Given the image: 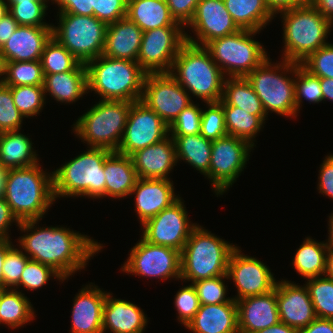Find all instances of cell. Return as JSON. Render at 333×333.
I'll list each match as a JSON object with an SVG mask.
<instances>
[{
  "mask_svg": "<svg viewBox=\"0 0 333 333\" xmlns=\"http://www.w3.org/2000/svg\"><path fill=\"white\" fill-rule=\"evenodd\" d=\"M267 58L246 78L268 113L275 112L281 116L297 117L294 91V62L282 59L273 64ZM279 73V74H278ZM291 78H290V75ZM289 75V77H288Z\"/></svg>",
  "mask_w": 333,
  "mask_h": 333,
  "instance_id": "obj_9",
  "label": "cell"
},
{
  "mask_svg": "<svg viewBox=\"0 0 333 333\" xmlns=\"http://www.w3.org/2000/svg\"><path fill=\"white\" fill-rule=\"evenodd\" d=\"M33 305L22 290L7 288L1 290L0 325L17 329L36 317Z\"/></svg>",
  "mask_w": 333,
  "mask_h": 333,
  "instance_id": "obj_36",
  "label": "cell"
},
{
  "mask_svg": "<svg viewBox=\"0 0 333 333\" xmlns=\"http://www.w3.org/2000/svg\"><path fill=\"white\" fill-rule=\"evenodd\" d=\"M79 63L54 37L45 44L41 56L43 75L72 71Z\"/></svg>",
  "mask_w": 333,
  "mask_h": 333,
  "instance_id": "obj_39",
  "label": "cell"
},
{
  "mask_svg": "<svg viewBox=\"0 0 333 333\" xmlns=\"http://www.w3.org/2000/svg\"><path fill=\"white\" fill-rule=\"evenodd\" d=\"M171 16L184 27L192 20L200 0H165Z\"/></svg>",
  "mask_w": 333,
  "mask_h": 333,
  "instance_id": "obj_54",
  "label": "cell"
},
{
  "mask_svg": "<svg viewBox=\"0 0 333 333\" xmlns=\"http://www.w3.org/2000/svg\"><path fill=\"white\" fill-rule=\"evenodd\" d=\"M202 108L194 102L183 109L169 125V135L186 136L200 133Z\"/></svg>",
  "mask_w": 333,
  "mask_h": 333,
  "instance_id": "obj_50",
  "label": "cell"
},
{
  "mask_svg": "<svg viewBox=\"0 0 333 333\" xmlns=\"http://www.w3.org/2000/svg\"><path fill=\"white\" fill-rule=\"evenodd\" d=\"M186 27H191L197 38L195 39L194 36L192 37L185 33L186 41L204 47L210 41L241 30L226 9L223 0H200L192 20Z\"/></svg>",
  "mask_w": 333,
  "mask_h": 333,
  "instance_id": "obj_19",
  "label": "cell"
},
{
  "mask_svg": "<svg viewBox=\"0 0 333 333\" xmlns=\"http://www.w3.org/2000/svg\"><path fill=\"white\" fill-rule=\"evenodd\" d=\"M300 64L319 78H333V44L320 47Z\"/></svg>",
  "mask_w": 333,
  "mask_h": 333,
  "instance_id": "obj_51",
  "label": "cell"
},
{
  "mask_svg": "<svg viewBox=\"0 0 333 333\" xmlns=\"http://www.w3.org/2000/svg\"><path fill=\"white\" fill-rule=\"evenodd\" d=\"M199 224L192 230L180 252V280L192 283L227 275L228 261L237 247L217 237Z\"/></svg>",
  "mask_w": 333,
  "mask_h": 333,
  "instance_id": "obj_7",
  "label": "cell"
},
{
  "mask_svg": "<svg viewBox=\"0 0 333 333\" xmlns=\"http://www.w3.org/2000/svg\"><path fill=\"white\" fill-rule=\"evenodd\" d=\"M254 333H298V330L279 321L277 324L267 329L259 330Z\"/></svg>",
  "mask_w": 333,
  "mask_h": 333,
  "instance_id": "obj_62",
  "label": "cell"
},
{
  "mask_svg": "<svg viewBox=\"0 0 333 333\" xmlns=\"http://www.w3.org/2000/svg\"><path fill=\"white\" fill-rule=\"evenodd\" d=\"M38 221H23L16 225L27 233L18 239L19 248L31 260L50 266L63 280L86 268L90 258L103 248L98 241L66 227L39 228Z\"/></svg>",
  "mask_w": 333,
  "mask_h": 333,
  "instance_id": "obj_1",
  "label": "cell"
},
{
  "mask_svg": "<svg viewBox=\"0 0 333 333\" xmlns=\"http://www.w3.org/2000/svg\"><path fill=\"white\" fill-rule=\"evenodd\" d=\"M328 226H329V236L328 240L325 242L328 248H333V213L329 216V221H328Z\"/></svg>",
  "mask_w": 333,
  "mask_h": 333,
  "instance_id": "obj_66",
  "label": "cell"
},
{
  "mask_svg": "<svg viewBox=\"0 0 333 333\" xmlns=\"http://www.w3.org/2000/svg\"><path fill=\"white\" fill-rule=\"evenodd\" d=\"M208 109H202L200 134L207 140L215 141L227 134L222 102L206 103Z\"/></svg>",
  "mask_w": 333,
  "mask_h": 333,
  "instance_id": "obj_45",
  "label": "cell"
},
{
  "mask_svg": "<svg viewBox=\"0 0 333 333\" xmlns=\"http://www.w3.org/2000/svg\"><path fill=\"white\" fill-rule=\"evenodd\" d=\"M7 177V170L0 166V198L4 197L5 182Z\"/></svg>",
  "mask_w": 333,
  "mask_h": 333,
  "instance_id": "obj_67",
  "label": "cell"
},
{
  "mask_svg": "<svg viewBox=\"0 0 333 333\" xmlns=\"http://www.w3.org/2000/svg\"><path fill=\"white\" fill-rule=\"evenodd\" d=\"M128 0H91L94 16L104 23H115L127 15Z\"/></svg>",
  "mask_w": 333,
  "mask_h": 333,
  "instance_id": "obj_53",
  "label": "cell"
},
{
  "mask_svg": "<svg viewBox=\"0 0 333 333\" xmlns=\"http://www.w3.org/2000/svg\"><path fill=\"white\" fill-rule=\"evenodd\" d=\"M323 101H333V78H320Z\"/></svg>",
  "mask_w": 333,
  "mask_h": 333,
  "instance_id": "obj_63",
  "label": "cell"
},
{
  "mask_svg": "<svg viewBox=\"0 0 333 333\" xmlns=\"http://www.w3.org/2000/svg\"><path fill=\"white\" fill-rule=\"evenodd\" d=\"M23 118L15 106L10 87L0 84V133L21 130Z\"/></svg>",
  "mask_w": 333,
  "mask_h": 333,
  "instance_id": "obj_49",
  "label": "cell"
},
{
  "mask_svg": "<svg viewBox=\"0 0 333 333\" xmlns=\"http://www.w3.org/2000/svg\"><path fill=\"white\" fill-rule=\"evenodd\" d=\"M308 4L316 8L325 19L333 24V0H308Z\"/></svg>",
  "mask_w": 333,
  "mask_h": 333,
  "instance_id": "obj_61",
  "label": "cell"
},
{
  "mask_svg": "<svg viewBox=\"0 0 333 333\" xmlns=\"http://www.w3.org/2000/svg\"><path fill=\"white\" fill-rule=\"evenodd\" d=\"M276 300L279 320L301 330L317 318L306 285H298L288 280L276 283Z\"/></svg>",
  "mask_w": 333,
  "mask_h": 333,
  "instance_id": "obj_20",
  "label": "cell"
},
{
  "mask_svg": "<svg viewBox=\"0 0 333 333\" xmlns=\"http://www.w3.org/2000/svg\"><path fill=\"white\" fill-rule=\"evenodd\" d=\"M241 252L240 247H236L228 261L227 276L229 280H233L237 288V296L232 299L238 301L274 290L277 281L269 266Z\"/></svg>",
  "mask_w": 333,
  "mask_h": 333,
  "instance_id": "obj_18",
  "label": "cell"
},
{
  "mask_svg": "<svg viewBox=\"0 0 333 333\" xmlns=\"http://www.w3.org/2000/svg\"><path fill=\"white\" fill-rule=\"evenodd\" d=\"M148 319L136 304L117 299L107 292L103 308V333H143Z\"/></svg>",
  "mask_w": 333,
  "mask_h": 333,
  "instance_id": "obj_26",
  "label": "cell"
},
{
  "mask_svg": "<svg viewBox=\"0 0 333 333\" xmlns=\"http://www.w3.org/2000/svg\"><path fill=\"white\" fill-rule=\"evenodd\" d=\"M180 197L170 207L142 224V238L155 245L167 246L181 252L192 230L198 225L191 223Z\"/></svg>",
  "mask_w": 333,
  "mask_h": 333,
  "instance_id": "obj_16",
  "label": "cell"
},
{
  "mask_svg": "<svg viewBox=\"0 0 333 333\" xmlns=\"http://www.w3.org/2000/svg\"><path fill=\"white\" fill-rule=\"evenodd\" d=\"M112 151L89 147L62 167L52 172L53 195L58 197H82L97 199L106 197L104 163Z\"/></svg>",
  "mask_w": 333,
  "mask_h": 333,
  "instance_id": "obj_5",
  "label": "cell"
},
{
  "mask_svg": "<svg viewBox=\"0 0 333 333\" xmlns=\"http://www.w3.org/2000/svg\"><path fill=\"white\" fill-rule=\"evenodd\" d=\"M306 280L316 316L333 319V279L324 275Z\"/></svg>",
  "mask_w": 333,
  "mask_h": 333,
  "instance_id": "obj_41",
  "label": "cell"
},
{
  "mask_svg": "<svg viewBox=\"0 0 333 333\" xmlns=\"http://www.w3.org/2000/svg\"><path fill=\"white\" fill-rule=\"evenodd\" d=\"M40 166L7 170L4 198L19 222L41 221L55 202L52 172Z\"/></svg>",
  "mask_w": 333,
  "mask_h": 333,
  "instance_id": "obj_2",
  "label": "cell"
},
{
  "mask_svg": "<svg viewBox=\"0 0 333 333\" xmlns=\"http://www.w3.org/2000/svg\"><path fill=\"white\" fill-rule=\"evenodd\" d=\"M16 108L25 117H36L44 104L46 95L43 85L10 86Z\"/></svg>",
  "mask_w": 333,
  "mask_h": 333,
  "instance_id": "obj_43",
  "label": "cell"
},
{
  "mask_svg": "<svg viewBox=\"0 0 333 333\" xmlns=\"http://www.w3.org/2000/svg\"><path fill=\"white\" fill-rule=\"evenodd\" d=\"M107 291L90 283L73 299L71 333H103V308Z\"/></svg>",
  "mask_w": 333,
  "mask_h": 333,
  "instance_id": "obj_22",
  "label": "cell"
},
{
  "mask_svg": "<svg viewBox=\"0 0 333 333\" xmlns=\"http://www.w3.org/2000/svg\"><path fill=\"white\" fill-rule=\"evenodd\" d=\"M319 182L317 189L319 193L325 194L328 198L333 199V154L327 155L320 165L318 174Z\"/></svg>",
  "mask_w": 333,
  "mask_h": 333,
  "instance_id": "obj_55",
  "label": "cell"
},
{
  "mask_svg": "<svg viewBox=\"0 0 333 333\" xmlns=\"http://www.w3.org/2000/svg\"><path fill=\"white\" fill-rule=\"evenodd\" d=\"M283 19L282 58L301 63L327 43L333 24L314 7L307 4L278 12Z\"/></svg>",
  "mask_w": 333,
  "mask_h": 333,
  "instance_id": "obj_6",
  "label": "cell"
},
{
  "mask_svg": "<svg viewBox=\"0 0 333 333\" xmlns=\"http://www.w3.org/2000/svg\"><path fill=\"white\" fill-rule=\"evenodd\" d=\"M184 29L167 26L143 32L137 63L146 74L171 71L176 55L187 42Z\"/></svg>",
  "mask_w": 333,
  "mask_h": 333,
  "instance_id": "obj_13",
  "label": "cell"
},
{
  "mask_svg": "<svg viewBox=\"0 0 333 333\" xmlns=\"http://www.w3.org/2000/svg\"><path fill=\"white\" fill-rule=\"evenodd\" d=\"M20 224L19 220L12 213L11 208L7 204L5 198H0V240L11 239L9 234V228L11 223Z\"/></svg>",
  "mask_w": 333,
  "mask_h": 333,
  "instance_id": "obj_57",
  "label": "cell"
},
{
  "mask_svg": "<svg viewBox=\"0 0 333 333\" xmlns=\"http://www.w3.org/2000/svg\"><path fill=\"white\" fill-rule=\"evenodd\" d=\"M294 91L296 112L301 108L303 98L311 103L323 101L320 78L311 74L301 64L294 62Z\"/></svg>",
  "mask_w": 333,
  "mask_h": 333,
  "instance_id": "obj_42",
  "label": "cell"
},
{
  "mask_svg": "<svg viewBox=\"0 0 333 333\" xmlns=\"http://www.w3.org/2000/svg\"><path fill=\"white\" fill-rule=\"evenodd\" d=\"M325 276L333 279V248H328Z\"/></svg>",
  "mask_w": 333,
  "mask_h": 333,
  "instance_id": "obj_65",
  "label": "cell"
},
{
  "mask_svg": "<svg viewBox=\"0 0 333 333\" xmlns=\"http://www.w3.org/2000/svg\"><path fill=\"white\" fill-rule=\"evenodd\" d=\"M121 268V271L136 276L180 280V251L167 246L151 244L141 237L131 248L129 257Z\"/></svg>",
  "mask_w": 333,
  "mask_h": 333,
  "instance_id": "obj_14",
  "label": "cell"
},
{
  "mask_svg": "<svg viewBox=\"0 0 333 333\" xmlns=\"http://www.w3.org/2000/svg\"><path fill=\"white\" fill-rule=\"evenodd\" d=\"M257 33L260 31L241 29L210 41L205 48L226 77H246L269 57L263 45L254 40Z\"/></svg>",
  "mask_w": 333,
  "mask_h": 333,
  "instance_id": "obj_10",
  "label": "cell"
},
{
  "mask_svg": "<svg viewBox=\"0 0 333 333\" xmlns=\"http://www.w3.org/2000/svg\"><path fill=\"white\" fill-rule=\"evenodd\" d=\"M5 75H6V60L0 51V84H4Z\"/></svg>",
  "mask_w": 333,
  "mask_h": 333,
  "instance_id": "obj_68",
  "label": "cell"
},
{
  "mask_svg": "<svg viewBox=\"0 0 333 333\" xmlns=\"http://www.w3.org/2000/svg\"><path fill=\"white\" fill-rule=\"evenodd\" d=\"M143 31L127 16L106 29L104 56L122 60L137 61Z\"/></svg>",
  "mask_w": 333,
  "mask_h": 333,
  "instance_id": "obj_28",
  "label": "cell"
},
{
  "mask_svg": "<svg viewBox=\"0 0 333 333\" xmlns=\"http://www.w3.org/2000/svg\"><path fill=\"white\" fill-rule=\"evenodd\" d=\"M172 180L138 178L130 195L135 194V211L142 225L180 197L174 193Z\"/></svg>",
  "mask_w": 333,
  "mask_h": 333,
  "instance_id": "obj_21",
  "label": "cell"
},
{
  "mask_svg": "<svg viewBox=\"0 0 333 333\" xmlns=\"http://www.w3.org/2000/svg\"><path fill=\"white\" fill-rule=\"evenodd\" d=\"M237 302L239 333L267 329L279 320L275 289L263 295L249 296Z\"/></svg>",
  "mask_w": 333,
  "mask_h": 333,
  "instance_id": "obj_23",
  "label": "cell"
},
{
  "mask_svg": "<svg viewBox=\"0 0 333 333\" xmlns=\"http://www.w3.org/2000/svg\"><path fill=\"white\" fill-rule=\"evenodd\" d=\"M222 105L236 106L249 114L267 116L257 94L246 77H226Z\"/></svg>",
  "mask_w": 333,
  "mask_h": 333,
  "instance_id": "obj_37",
  "label": "cell"
},
{
  "mask_svg": "<svg viewBox=\"0 0 333 333\" xmlns=\"http://www.w3.org/2000/svg\"><path fill=\"white\" fill-rule=\"evenodd\" d=\"M52 37V26L19 25L0 48L6 62L41 60L45 44Z\"/></svg>",
  "mask_w": 333,
  "mask_h": 333,
  "instance_id": "obj_25",
  "label": "cell"
},
{
  "mask_svg": "<svg viewBox=\"0 0 333 333\" xmlns=\"http://www.w3.org/2000/svg\"><path fill=\"white\" fill-rule=\"evenodd\" d=\"M9 14V5L6 0H0V20Z\"/></svg>",
  "mask_w": 333,
  "mask_h": 333,
  "instance_id": "obj_69",
  "label": "cell"
},
{
  "mask_svg": "<svg viewBox=\"0 0 333 333\" xmlns=\"http://www.w3.org/2000/svg\"><path fill=\"white\" fill-rule=\"evenodd\" d=\"M18 26L19 24L10 14L0 20V48L8 41Z\"/></svg>",
  "mask_w": 333,
  "mask_h": 333,
  "instance_id": "obj_60",
  "label": "cell"
},
{
  "mask_svg": "<svg viewBox=\"0 0 333 333\" xmlns=\"http://www.w3.org/2000/svg\"><path fill=\"white\" fill-rule=\"evenodd\" d=\"M7 254V240H0V291L4 290L3 264Z\"/></svg>",
  "mask_w": 333,
  "mask_h": 333,
  "instance_id": "obj_64",
  "label": "cell"
},
{
  "mask_svg": "<svg viewBox=\"0 0 333 333\" xmlns=\"http://www.w3.org/2000/svg\"><path fill=\"white\" fill-rule=\"evenodd\" d=\"M51 276L55 277L54 279L57 278L60 282L64 281L50 266L30 259L25 265L19 284L14 289L17 290L21 286L26 290L40 289L48 283Z\"/></svg>",
  "mask_w": 333,
  "mask_h": 333,
  "instance_id": "obj_47",
  "label": "cell"
},
{
  "mask_svg": "<svg viewBox=\"0 0 333 333\" xmlns=\"http://www.w3.org/2000/svg\"><path fill=\"white\" fill-rule=\"evenodd\" d=\"M51 2L59 7L57 13L94 16L91 0H51Z\"/></svg>",
  "mask_w": 333,
  "mask_h": 333,
  "instance_id": "obj_56",
  "label": "cell"
},
{
  "mask_svg": "<svg viewBox=\"0 0 333 333\" xmlns=\"http://www.w3.org/2000/svg\"><path fill=\"white\" fill-rule=\"evenodd\" d=\"M106 197L119 199L130 196L138 179L131 156L112 151L104 163Z\"/></svg>",
  "mask_w": 333,
  "mask_h": 333,
  "instance_id": "obj_30",
  "label": "cell"
},
{
  "mask_svg": "<svg viewBox=\"0 0 333 333\" xmlns=\"http://www.w3.org/2000/svg\"><path fill=\"white\" fill-rule=\"evenodd\" d=\"M174 140L177 161L187 162L209 180L212 141L200 133L186 136H171Z\"/></svg>",
  "mask_w": 333,
  "mask_h": 333,
  "instance_id": "obj_34",
  "label": "cell"
},
{
  "mask_svg": "<svg viewBox=\"0 0 333 333\" xmlns=\"http://www.w3.org/2000/svg\"><path fill=\"white\" fill-rule=\"evenodd\" d=\"M298 333H333V319L317 317Z\"/></svg>",
  "mask_w": 333,
  "mask_h": 333,
  "instance_id": "obj_59",
  "label": "cell"
},
{
  "mask_svg": "<svg viewBox=\"0 0 333 333\" xmlns=\"http://www.w3.org/2000/svg\"><path fill=\"white\" fill-rule=\"evenodd\" d=\"M30 136L17 131L0 133V166L5 170L30 167L39 163Z\"/></svg>",
  "mask_w": 333,
  "mask_h": 333,
  "instance_id": "obj_31",
  "label": "cell"
},
{
  "mask_svg": "<svg viewBox=\"0 0 333 333\" xmlns=\"http://www.w3.org/2000/svg\"><path fill=\"white\" fill-rule=\"evenodd\" d=\"M191 98L170 73L146 74L141 101L168 126L183 109L193 103Z\"/></svg>",
  "mask_w": 333,
  "mask_h": 333,
  "instance_id": "obj_17",
  "label": "cell"
},
{
  "mask_svg": "<svg viewBox=\"0 0 333 333\" xmlns=\"http://www.w3.org/2000/svg\"><path fill=\"white\" fill-rule=\"evenodd\" d=\"M33 0H7L8 5L10 4H20V2H32Z\"/></svg>",
  "mask_w": 333,
  "mask_h": 333,
  "instance_id": "obj_70",
  "label": "cell"
},
{
  "mask_svg": "<svg viewBox=\"0 0 333 333\" xmlns=\"http://www.w3.org/2000/svg\"><path fill=\"white\" fill-rule=\"evenodd\" d=\"M227 134L248 141L253 147L255 137L262 129L268 116L249 114L236 106L222 105Z\"/></svg>",
  "mask_w": 333,
  "mask_h": 333,
  "instance_id": "obj_38",
  "label": "cell"
},
{
  "mask_svg": "<svg viewBox=\"0 0 333 333\" xmlns=\"http://www.w3.org/2000/svg\"><path fill=\"white\" fill-rule=\"evenodd\" d=\"M174 304L176 311L178 312V321L186 327L193 319L201 305L192 283L189 286L182 287L177 291Z\"/></svg>",
  "mask_w": 333,
  "mask_h": 333,
  "instance_id": "obj_52",
  "label": "cell"
},
{
  "mask_svg": "<svg viewBox=\"0 0 333 333\" xmlns=\"http://www.w3.org/2000/svg\"><path fill=\"white\" fill-rule=\"evenodd\" d=\"M223 279L228 280V276L220 275L192 283L199 297L200 304H221L233 300L230 297L226 298L227 286H225Z\"/></svg>",
  "mask_w": 333,
  "mask_h": 333,
  "instance_id": "obj_48",
  "label": "cell"
},
{
  "mask_svg": "<svg viewBox=\"0 0 333 333\" xmlns=\"http://www.w3.org/2000/svg\"><path fill=\"white\" fill-rule=\"evenodd\" d=\"M170 75L188 94L202 102H219L223 96L225 75L204 46L186 42L176 55Z\"/></svg>",
  "mask_w": 333,
  "mask_h": 333,
  "instance_id": "obj_4",
  "label": "cell"
},
{
  "mask_svg": "<svg viewBox=\"0 0 333 333\" xmlns=\"http://www.w3.org/2000/svg\"><path fill=\"white\" fill-rule=\"evenodd\" d=\"M6 86L43 85L41 60L6 62Z\"/></svg>",
  "mask_w": 333,
  "mask_h": 333,
  "instance_id": "obj_40",
  "label": "cell"
},
{
  "mask_svg": "<svg viewBox=\"0 0 333 333\" xmlns=\"http://www.w3.org/2000/svg\"><path fill=\"white\" fill-rule=\"evenodd\" d=\"M328 246L310 237L305 238L293 258L296 273L305 279L324 276L326 272Z\"/></svg>",
  "mask_w": 333,
  "mask_h": 333,
  "instance_id": "obj_35",
  "label": "cell"
},
{
  "mask_svg": "<svg viewBox=\"0 0 333 333\" xmlns=\"http://www.w3.org/2000/svg\"><path fill=\"white\" fill-rule=\"evenodd\" d=\"M29 260L30 258L22 249L15 248L12 241L7 240V254L2 268L4 289H14L19 284L22 272Z\"/></svg>",
  "mask_w": 333,
  "mask_h": 333,
  "instance_id": "obj_46",
  "label": "cell"
},
{
  "mask_svg": "<svg viewBox=\"0 0 333 333\" xmlns=\"http://www.w3.org/2000/svg\"><path fill=\"white\" fill-rule=\"evenodd\" d=\"M85 65L88 92L94 91L101 100L126 102L141 100L146 73L137 61L101 55Z\"/></svg>",
  "mask_w": 333,
  "mask_h": 333,
  "instance_id": "obj_3",
  "label": "cell"
},
{
  "mask_svg": "<svg viewBox=\"0 0 333 333\" xmlns=\"http://www.w3.org/2000/svg\"><path fill=\"white\" fill-rule=\"evenodd\" d=\"M169 126L141 100L132 102L118 146V153L131 156L136 151L158 143L169 136Z\"/></svg>",
  "mask_w": 333,
  "mask_h": 333,
  "instance_id": "obj_15",
  "label": "cell"
},
{
  "mask_svg": "<svg viewBox=\"0 0 333 333\" xmlns=\"http://www.w3.org/2000/svg\"><path fill=\"white\" fill-rule=\"evenodd\" d=\"M59 25L52 26V37L81 63L103 54L107 24L95 16L59 13Z\"/></svg>",
  "mask_w": 333,
  "mask_h": 333,
  "instance_id": "obj_11",
  "label": "cell"
},
{
  "mask_svg": "<svg viewBox=\"0 0 333 333\" xmlns=\"http://www.w3.org/2000/svg\"><path fill=\"white\" fill-rule=\"evenodd\" d=\"M185 328L193 333H239L237 302L201 304Z\"/></svg>",
  "mask_w": 333,
  "mask_h": 333,
  "instance_id": "obj_27",
  "label": "cell"
},
{
  "mask_svg": "<svg viewBox=\"0 0 333 333\" xmlns=\"http://www.w3.org/2000/svg\"><path fill=\"white\" fill-rule=\"evenodd\" d=\"M253 148L248 141L230 135L212 141L209 181L217 197L244 171Z\"/></svg>",
  "mask_w": 333,
  "mask_h": 333,
  "instance_id": "obj_12",
  "label": "cell"
},
{
  "mask_svg": "<svg viewBox=\"0 0 333 333\" xmlns=\"http://www.w3.org/2000/svg\"><path fill=\"white\" fill-rule=\"evenodd\" d=\"M132 102L100 100L73 124V132L88 148L117 151Z\"/></svg>",
  "mask_w": 333,
  "mask_h": 333,
  "instance_id": "obj_8",
  "label": "cell"
},
{
  "mask_svg": "<svg viewBox=\"0 0 333 333\" xmlns=\"http://www.w3.org/2000/svg\"><path fill=\"white\" fill-rule=\"evenodd\" d=\"M126 16L143 32L159 27L183 26L171 16L165 0H128Z\"/></svg>",
  "mask_w": 333,
  "mask_h": 333,
  "instance_id": "obj_32",
  "label": "cell"
},
{
  "mask_svg": "<svg viewBox=\"0 0 333 333\" xmlns=\"http://www.w3.org/2000/svg\"><path fill=\"white\" fill-rule=\"evenodd\" d=\"M138 178L165 179L177 166L176 148L169 135L164 140L140 149L131 155Z\"/></svg>",
  "mask_w": 333,
  "mask_h": 333,
  "instance_id": "obj_24",
  "label": "cell"
},
{
  "mask_svg": "<svg viewBox=\"0 0 333 333\" xmlns=\"http://www.w3.org/2000/svg\"><path fill=\"white\" fill-rule=\"evenodd\" d=\"M226 9L240 29L261 31L275 15L265 0H223Z\"/></svg>",
  "mask_w": 333,
  "mask_h": 333,
  "instance_id": "obj_33",
  "label": "cell"
},
{
  "mask_svg": "<svg viewBox=\"0 0 333 333\" xmlns=\"http://www.w3.org/2000/svg\"><path fill=\"white\" fill-rule=\"evenodd\" d=\"M49 0H33L32 2H20L10 4L9 14L19 25L26 26H53L44 22Z\"/></svg>",
  "mask_w": 333,
  "mask_h": 333,
  "instance_id": "obj_44",
  "label": "cell"
},
{
  "mask_svg": "<svg viewBox=\"0 0 333 333\" xmlns=\"http://www.w3.org/2000/svg\"><path fill=\"white\" fill-rule=\"evenodd\" d=\"M44 92L60 103H75L88 94L87 69L79 63L72 71L44 75Z\"/></svg>",
  "mask_w": 333,
  "mask_h": 333,
  "instance_id": "obj_29",
  "label": "cell"
},
{
  "mask_svg": "<svg viewBox=\"0 0 333 333\" xmlns=\"http://www.w3.org/2000/svg\"><path fill=\"white\" fill-rule=\"evenodd\" d=\"M265 3L276 17L280 11L307 5L308 0H265Z\"/></svg>",
  "mask_w": 333,
  "mask_h": 333,
  "instance_id": "obj_58",
  "label": "cell"
}]
</instances>
